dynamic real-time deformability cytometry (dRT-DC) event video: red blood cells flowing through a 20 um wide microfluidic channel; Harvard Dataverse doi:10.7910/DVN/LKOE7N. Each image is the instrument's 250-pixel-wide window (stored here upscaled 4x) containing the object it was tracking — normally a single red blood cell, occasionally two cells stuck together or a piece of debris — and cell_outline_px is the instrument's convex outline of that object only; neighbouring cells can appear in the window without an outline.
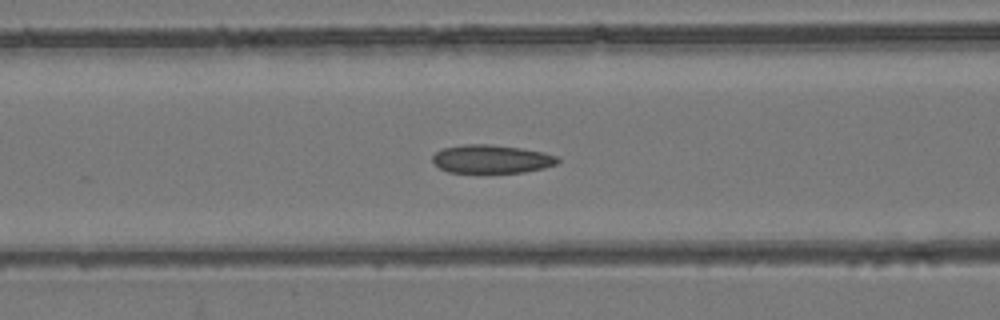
{"species": "common noctule bat (a hibernating species)", "species_latin": "Nyctalus noctula", "temperature_condition": "room temperature", "stored_images_in_passage": 55, "camera_frame_rate_fps": 3000, "um_per_image_px": 0.085, "animal": {"sex": "female", "body_mass_g": 24.6, "forearm_length_mm": 56.2}, "frame": {"image": 1, "passage_image": 23, "time_ms": 7.333, "image_size_px": [1000, 320], "cell_outline_px": [[560, 160], [556, 164], [544, 168], [524, 172], [448, 172], [440, 168], [432, 160], [432, 156], [436, 152], [444, 148], [464, 144], [488, 144], [520, 148], [544, 152], [556, 156]], "centroid_in_image_um": [41.78, 13.51], "position_along_channel_um": 124.8, "area_um2": 20.52}}
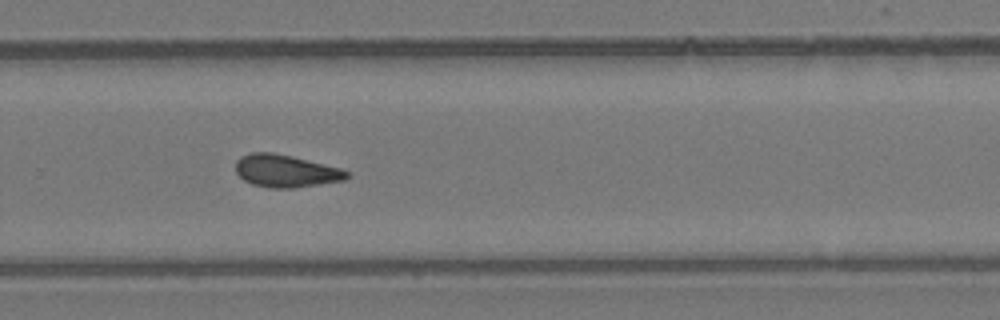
{"frame": {"image": 2, "passage_image": 37, "time_ms": 12.0, "image_size_px": [1000, 320], "cell_outline_px": [[348, 176], [344, 180], [296, 188], [268, 188], [252, 184], [244, 180], [236, 172], [236, 160], [240, 156], [252, 152], [272, 152], [292, 156], [340, 168], [348, 172]], "centroid_in_image_um": [24.25, 14.53], "position_along_channel_um": 305.5, "area_um2": 21.04}}
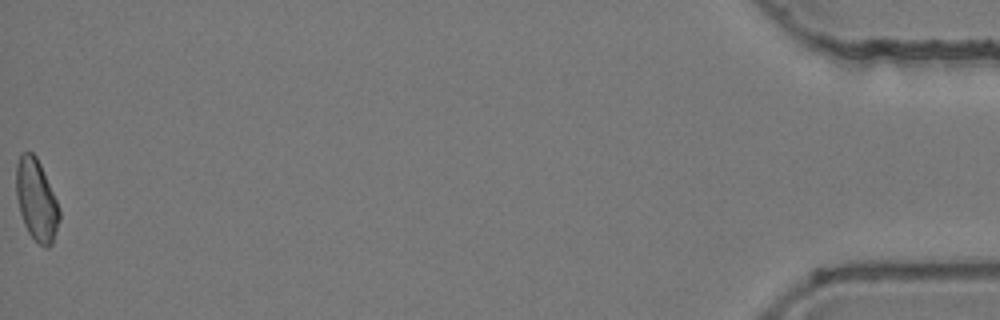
{"frame": {"image": 3, "passage_image": 55, "time_ms": 18.0, "image_size_px": [1000, 320], "cell_outline_px": [[60, 220], [52, 244], [48, 248], [44, 248], [28, 232], [24, 224], [20, 212], [16, 196], [16, 164], [20, 152], [32, 152], [36, 156], [40, 164], [60, 208]], "centroid_in_image_um": [3.09, 17.0], "position_along_channel_um": 432.1, "area_um2": 20.52}, "authors_computed_cell_mechanics": {"area_um2": 21.0392, "velocity_mm_per_s": 3.8811, "shape_relaxation_time_tau1_ms": null, "shape_relaxation_time_tau2_ms": 5.3532, "deformation_change_tau1": null, "deformation_change_tau2": 0.1055}}